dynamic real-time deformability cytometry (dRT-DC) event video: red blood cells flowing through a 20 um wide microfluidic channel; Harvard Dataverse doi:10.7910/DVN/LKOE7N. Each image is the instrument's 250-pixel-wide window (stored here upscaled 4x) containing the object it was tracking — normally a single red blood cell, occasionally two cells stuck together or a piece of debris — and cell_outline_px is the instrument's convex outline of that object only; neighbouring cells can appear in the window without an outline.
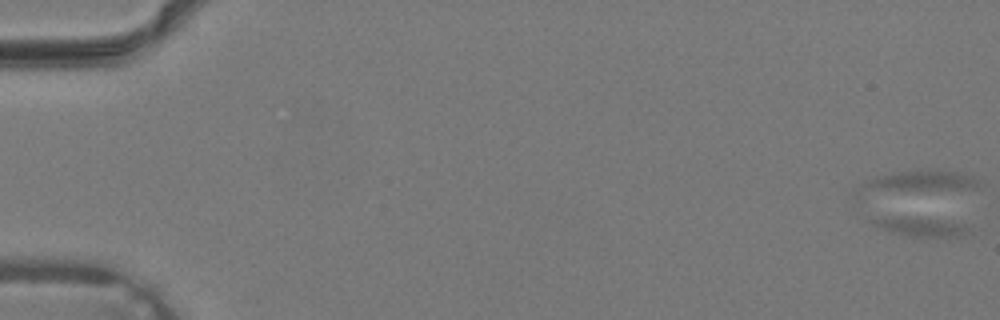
{"species": "common noctule bat (a hibernating species)", "species_latin": "Nyctalus noctula", "temperature_condition": "warm", "stored_images_in_passage": 45, "camera_frame_rate_fps": 3000, "um_per_image_px": 0.085, "animal": {"sex": "male", "body_mass_g": 19.2, "forearm_length_mm": 51.8}, "frame": {"image": 1, "passage_image": 1, "time_ms": 0.0, "image_size_px": [1000, 320], "cell_outline_px": [[972, 232], [960, 236], [908, 236], [888, 232], [872, 224], [868, 220], [884, 216], [904, 216], [936, 220], [964, 224]], "centroid_in_image_um": [78.15, 19.26], "position_along_channel_um": 6.8, "area_um2": 10.64}}